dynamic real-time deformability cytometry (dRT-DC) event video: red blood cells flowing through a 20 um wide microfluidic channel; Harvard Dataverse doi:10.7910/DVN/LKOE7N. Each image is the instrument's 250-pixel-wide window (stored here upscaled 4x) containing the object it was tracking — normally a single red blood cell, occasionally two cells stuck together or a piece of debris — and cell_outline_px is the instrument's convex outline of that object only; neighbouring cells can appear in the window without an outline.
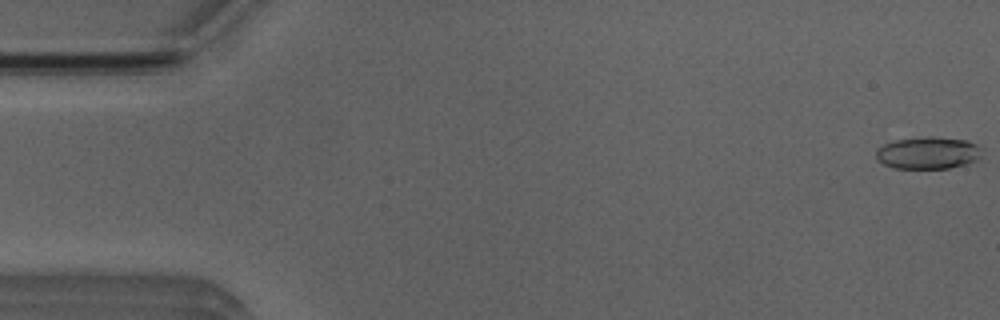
{"species": "Egyptian fruit bat (a non-hibernating species)", "species_latin": "Rousettus aegyptiacus", "temperature_condition": "room temperature", "stored_images_in_passage": 5, "camera_frame_rate_fps": 3000, "um_per_image_px": 0.085, "animal": {"sex": "male"}, "frame": {"image": 1, "passage_image": 1, "time_ms": 0.0, "image_size_px": [1000, 320], "cell_outline_px": [[980, 156], [976, 160], [964, 164], [948, 168], [892, 168], [876, 160], [876, 148], [884, 144], [896, 140], [928, 136], [932, 136], [964, 140], [976, 144], [980, 148]], "centroid_in_image_um": [78.83, 12.99], "position_along_channel_um": 6.2, "area_um2": 19.71}}
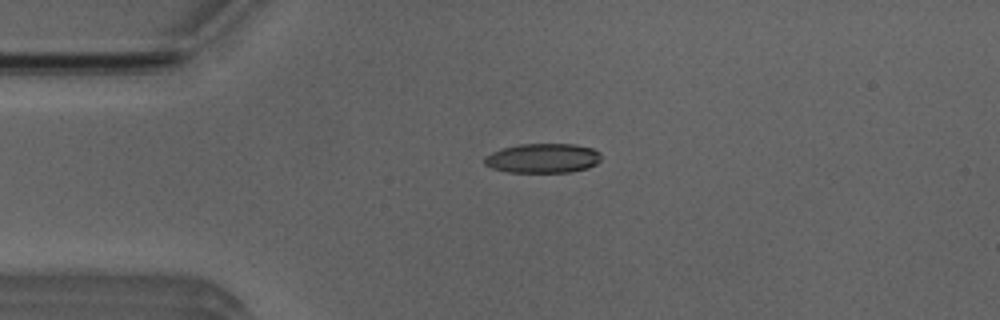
{"frame": {"image": 2, "passage_image": 4, "time_ms": 3.667, "image_size_px": [1000, 320], "cell_outline_px": [[600, 160], [596, 164], [588, 168], [568, 172], [508, 172], [492, 168], [484, 164], [484, 156], [492, 152], [504, 148], [520, 144], [572, 144], [592, 148], [600, 152]], "centroid_in_image_um": [46.13, 13.45], "position_along_channel_um": 38.9, "area_um2": 20.0}}